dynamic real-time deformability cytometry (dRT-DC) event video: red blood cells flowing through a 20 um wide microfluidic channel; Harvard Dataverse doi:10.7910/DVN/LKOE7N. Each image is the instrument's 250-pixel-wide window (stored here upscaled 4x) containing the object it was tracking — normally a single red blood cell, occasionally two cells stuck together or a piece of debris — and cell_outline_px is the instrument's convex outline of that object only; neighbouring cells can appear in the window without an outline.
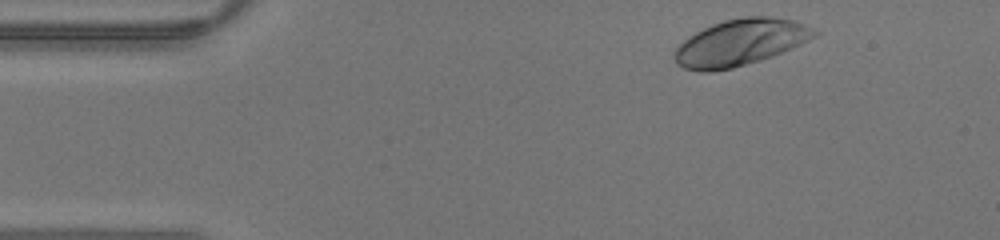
{"species": "human", "species_latin": "Homo sapiens", "temperature_condition": "warm", "stored_images_in_passage": 39, "camera_frame_rate_fps": 3000, "um_per_image_px": 0.085, "donor": {"sex": "male"}, "frame": {"image": 1, "passage_image": 2, "time_ms": 0.333, "image_size_px": [1000, 240], "cell_outline_px": [[820, 32], [816, 36], [792, 48], [772, 56], [760, 60], [732, 68], [708, 72], [700, 72], [684, 68], [676, 64], [672, 56], [676, 48], [688, 36], [712, 24], [724, 20], [744, 16], [768, 16], [796, 20]], "centroid_in_image_um": [62.91, 3.61], "position_along_channel_um": 22.1, "area_um2": 37.92}}
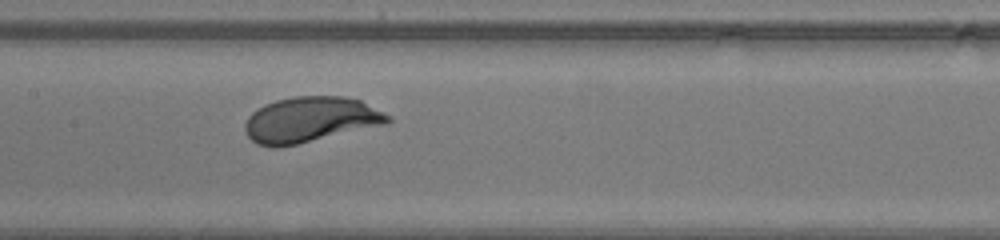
{"frame": {"image": 2, "passage_image": 17, "time_ms": 5.333, "image_size_px": [1000, 240], "cell_outline_px": [[392, 120], [388, 124], [296, 144], [276, 148], [272, 148], [256, 144], [248, 136], [244, 128], [244, 124], [248, 116], [252, 112], [264, 104], [276, 100], [296, 96], [344, 96], [360, 100], [392, 116]], "centroid_in_image_um": [26.38, 10.17], "position_along_channel_um": 181.0, "area_um2": 38.03}}
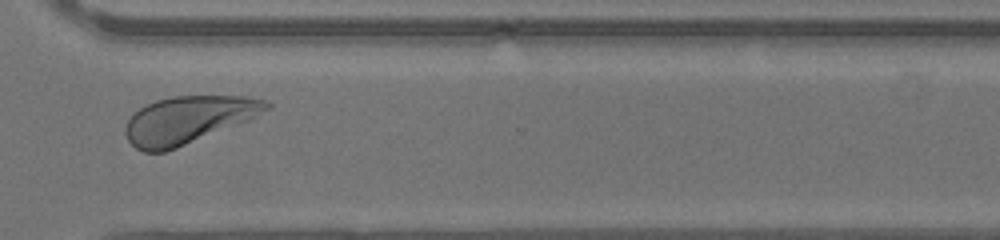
{"frame": {"image": 3, "passage_image": 28, "time_ms": 9.0, "image_size_px": [1000, 240], "cell_outline_px": [[272, 104], [268, 108], [256, 116], [248, 120], [176, 148], [164, 152], [144, 152], [136, 148], [128, 140], [124, 132], [124, 128], [128, 120], [140, 108], [156, 100], [172, 96], [244, 96], [264, 100]], "centroid_in_image_um": [15.96, 10.19], "position_along_channel_um": 354.6, "area_um2": 38.38}}